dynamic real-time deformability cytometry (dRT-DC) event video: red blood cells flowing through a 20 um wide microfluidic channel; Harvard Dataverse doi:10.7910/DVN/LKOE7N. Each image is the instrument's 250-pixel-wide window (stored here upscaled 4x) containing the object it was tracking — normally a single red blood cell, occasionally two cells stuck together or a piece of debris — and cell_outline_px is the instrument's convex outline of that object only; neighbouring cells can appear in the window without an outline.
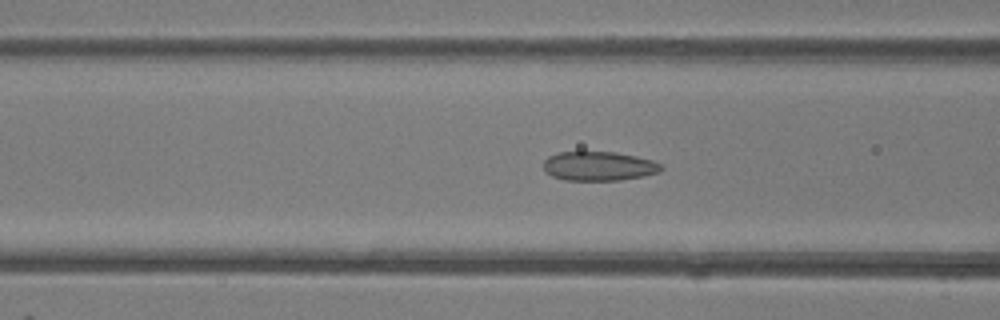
{"species": "common noctule bat (a hibernating species)", "species_latin": "Nyctalus noctula", "temperature_condition": "room temperature", "stored_images_in_passage": 48, "camera_frame_rate_fps": 3000, "um_per_image_px": 0.085, "animal": {"sex": "female"}, "frame": {"image": 1, "passage_image": 19, "time_ms": 6.0, "image_size_px": [1000, 320], "cell_outline_px": [[664, 168], [660, 172], [644, 176], [620, 180], [564, 180], [552, 176], [544, 172], [544, 160], [548, 156], [556, 152], [616, 152], [636, 156], [652, 160], [660, 164]], "centroid_in_image_um": [50.89, 14.12], "position_along_channel_um": 115.7, "area_um2": 20.17}}
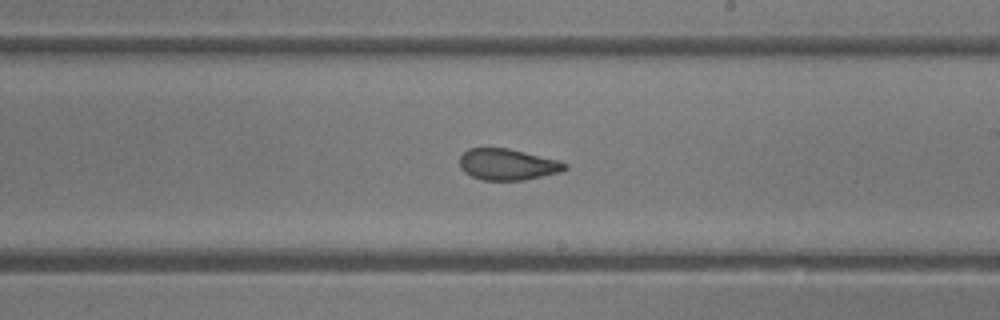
{"frame": {"image": 2, "passage_image": 28, "time_ms": 9.0, "image_size_px": [1000, 320], "cell_outline_px": [[568, 168], [560, 172], [524, 180], [484, 180], [472, 176], [464, 172], [460, 168], [460, 156], [468, 148], [508, 148], [560, 160], [568, 164]], "centroid_in_image_um": [43.16, 13.97], "position_along_channel_um": 245.8, "area_um2": 19.25}}
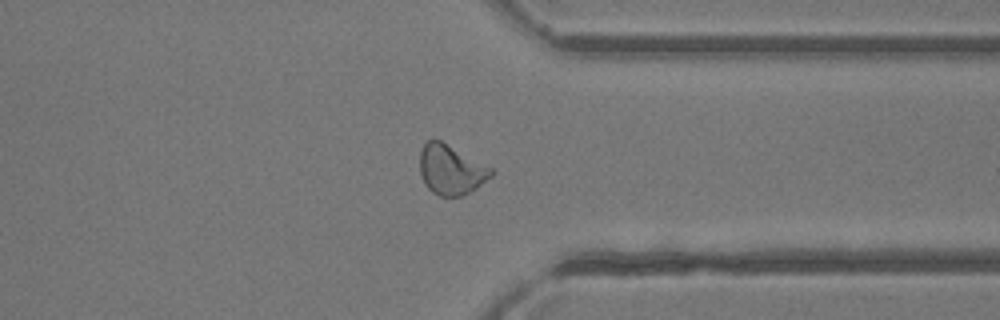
{"frame": {"image": 3, "passage_image": 37, "time_ms": 12.0, "image_size_px": [1000, 320], "cell_outline_px": [[496, 172], [492, 176], [476, 188], [464, 196], [440, 196], [432, 192], [424, 184], [420, 172], [420, 152], [424, 144], [428, 140], [440, 140], [492, 168]], "centroid_in_image_um": [38.33, 14.44], "position_along_channel_um": 373.1, "area_um2": 20.63}, "authors_computed_cell_mechanics": {"area_um2": 20.8369, "velocity_mm_per_s": 4.3418, "shape_relaxation_time_tau1_ms": null, "shape_relaxation_time_tau2_ms": 1.2587, "deformation_change_tau1": null, "deformation_change_tau2": 0.0611}}